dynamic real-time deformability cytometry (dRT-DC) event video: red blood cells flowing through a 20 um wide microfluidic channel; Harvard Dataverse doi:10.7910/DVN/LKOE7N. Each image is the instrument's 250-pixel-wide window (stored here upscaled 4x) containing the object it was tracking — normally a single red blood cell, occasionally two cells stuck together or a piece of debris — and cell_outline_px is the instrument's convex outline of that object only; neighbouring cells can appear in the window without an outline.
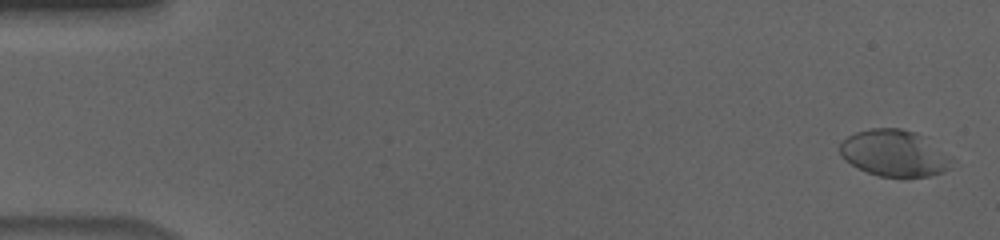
{"species": "human", "species_latin": "Homo sapiens", "temperature_condition": "cold", "stored_images_in_passage": 56, "camera_frame_rate_fps": 3000, "um_per_image_px": 0.085, "donor": {"sex": "male"}, "frame": {"image": 1, "passage_image": 1, "time_ms": 0.0, "image_size_px": [1000, 240], "cell_outline_px": [[952, 168], [944, 172], [928, 176], [908, 180], [880, 176], [868, 172], [852, 164], [840, 152], [840, 144], [848, 136], [856, 132], [872, 128], [900, 128], [916, 132], [952, 160]], "centroid_in_image_um": [76.03, 13.07], "position_along_channel_um": 9.0, "area_um2": 30.11}}
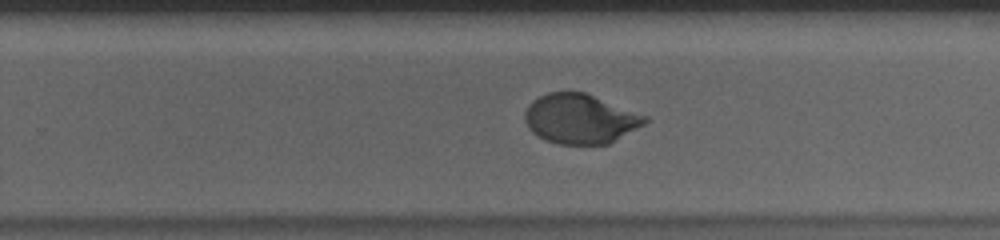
{"frame": {"image": 2, "passage_image": 36, "time_ms": 11.667, "image_size_px": [1000, 240], "cell_outline_px": [[648, 120], [644, 124], [608, 144], [560, 144], [544, 140], [536, 136], [528, 128], [524, 120], [524, 112], [528, 104], [532, 100], [548, 92], [584, 92], [648, 116]], "centroid_in_image_um": [49.27, 10.1], "position_along_channel_um": 280.5, "area_um2": 34.74}}
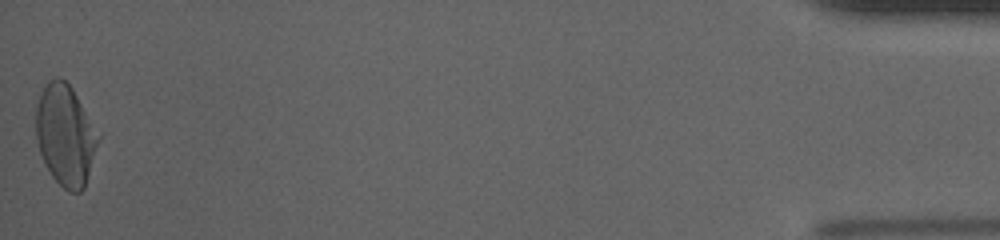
{"frame": {"image": 3, "passage_image": 56, "time_ms": 18.333, "image_size_px": [1000, 240], "cell_outline_px": [[100, 136], [84, 188], [80, 192], [68, 192], [52, 176], [40, 152], [36, 136], [36, 108], [40, 96], [48, 80], [56, 76], [60, 76], [72, 88]], "centroid_in_image_um": [5.55, 11.47], "position_along_channel_um": 429.6, "area_um2": 36.01}, "authors_computed_cell_mechanics": {"area_um2": 34.8534, "velocity_mm_per_s": 3.6261, "shape_relaxation_time_tau1_ms": 4.5493, "shape_relaxation_time_tau2_ms": null, "deformation_change_tau1": 0.169, "deformation_change_tau2": null}}